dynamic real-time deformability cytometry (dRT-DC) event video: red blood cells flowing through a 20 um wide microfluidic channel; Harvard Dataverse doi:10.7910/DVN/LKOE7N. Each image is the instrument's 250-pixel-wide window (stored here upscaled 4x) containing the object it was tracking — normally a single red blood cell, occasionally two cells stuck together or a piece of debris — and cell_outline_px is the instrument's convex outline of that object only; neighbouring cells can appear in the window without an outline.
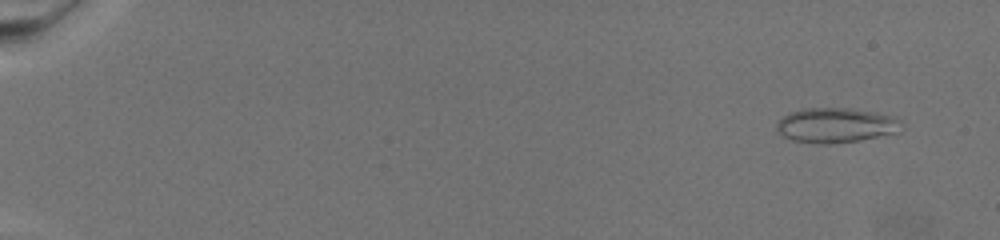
{"species": "common noctule bat (a hibernating species)", "species_latin": "Nyctalus noctula", "temperature_condition": "warm", "stored_images_in_passage": 59, "camera_frame_rate_fps": 3000, "um_per_image_px": 0.085, "animal": {"sex": "female", "body_mass_g": 19.5, "forearm_length_mm": 54.1}, "frame": {"image": 1, "passage_image": 6, "time_ms": 1.667, "image_size_px": [1000, 240], "cell_outline_px": [[904, 128], [900, 132], [860, 140], [828, 144], [816, 144], [792, 140], [776, 132], [776, 124], [784, 116], [792, 112], [804, 108], [848, 108], [872, 112], [892, 116], [900, 120]], "centroid_in_image_um": [71.06, 10.66], "position_along_channel_um": 13.9, "area_um2": 25.37}}
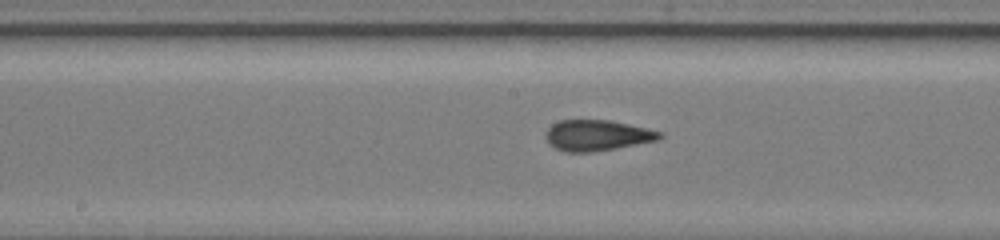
{"frame": {"image": 2, "passage_image": 42, "time_ms": 13.667, "image_size_px": [1000, 240], "cell_outline_px": [[664, 136], [660, 140], [616, 148], [592, 152], [564, 152], [548, 144], [544, 136], [544, 132], [552, 124], [560, 120], [612, 120], [648, 128], [664, 132]], "centroid_in_image_um": [50.77, 11.5], "position_along_channel_um": 197.4, "area_um2": 20.87}}
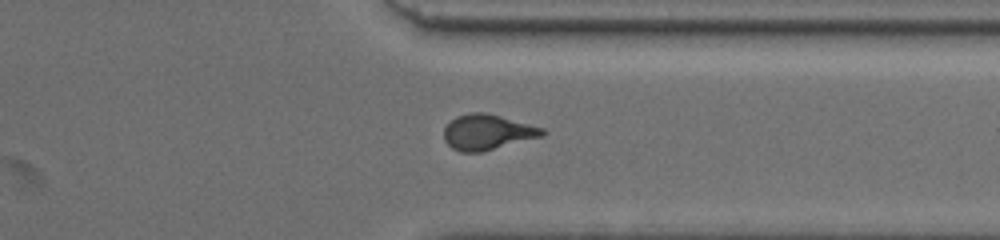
{"frame": {"image": 3, "passage_image": 59, "time_ms": 19.333, "image_size_px": [1000, 240], "cell_outline_px": [[548, 132], [544, 136], [480, 152], [460, 152], [452, 148], [444, 140], [444, 128], [456, 116], [472, 112], [484, 112], [500, 116], [544, 128]], "centroid_in_image_um": [41.44, 11.23], "position_along_channel_um": 370.0, "area_um2": 20.23}}